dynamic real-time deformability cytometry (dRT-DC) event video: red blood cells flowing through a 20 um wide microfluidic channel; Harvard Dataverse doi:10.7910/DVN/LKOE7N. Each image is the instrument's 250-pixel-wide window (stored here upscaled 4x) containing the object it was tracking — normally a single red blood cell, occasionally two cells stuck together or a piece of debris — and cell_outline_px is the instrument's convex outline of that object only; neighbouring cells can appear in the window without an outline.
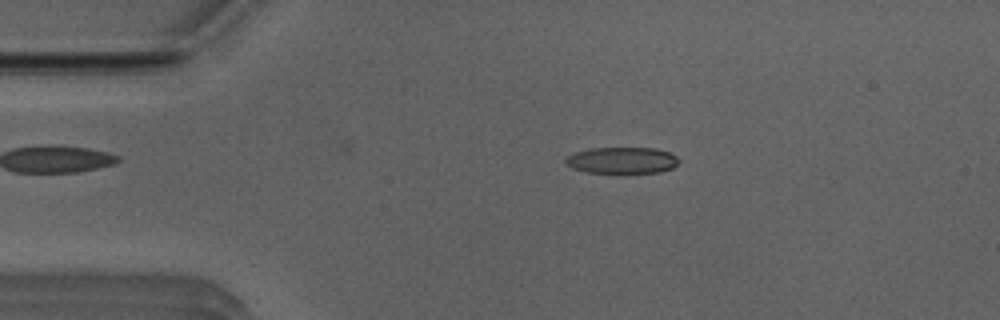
{"species": "Egyptian fruit bat (a non-hibernating species)", "species_latin": "Rousettus aegyptiacus", "temperature_condition": "room temperature", "stored_images_in_passage": 50, "camera_frame_rate_fps": 3000, "um_per_image_px": 0.085, "animal": {"sex": "male"}, "frame": {"image": 1, "passage_image": 9, "time_ms": 2.667, "image_size_px": [1000, 320], "cell_outline_px": [[680, 160], [672, 168], [660, 172], [588, 172], [572, 168], [564, 160], [568, 156], [576, 152], [592, 148], [656, 148], [668, 152], [676, 156]], "centroid_in_image_um": [52.89, 13.62], "position_along_channel_um": 32.1, "area_um2": 17.11}}
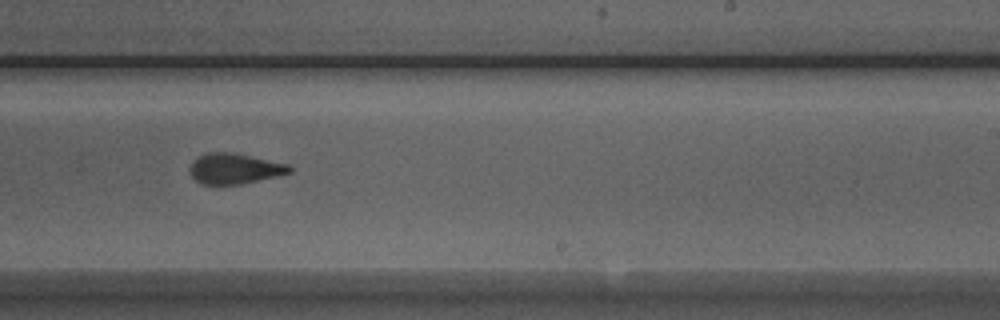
{"frame": {"image": 2, "passage_image": 30, "time_ms": 9.667, "image_size_px": [1000, 320], "cell_outline_px": [[292, 172], [240, 184], [204, 184], [196, 180], [188, 172], [188, 168], [192, 160], [208, 152], [232, 152], [288, 164], [292, 168]], "centroid_in_image_um": [19.89, 14.32], "position_along_channel_um": 269.1, "area_um2": 17.57}}
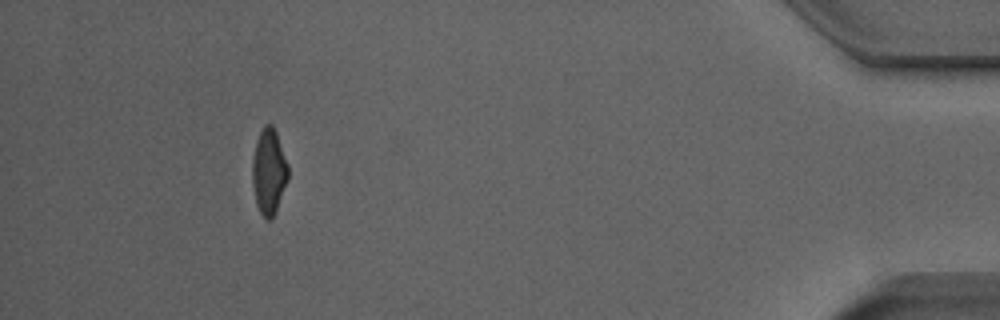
{"frame": {"image": 3, "passage_image": 46, "time_ms": 15.0, "image_size_px": [1000, 320], "cell_outline_px": [[288, 180], [272, 220], [264, 220], [256, 204], [252, 184], [252, 160], [256, 140], [264, 124], [272, 124], [276, 132], [288, 164]], "centroid_in_image_um": [22.84, 14.6], "position_along_channel_um": 412.4, "area_um2": 18.03}, "authors_computed_cell_mechanics": {"area_um2": 18.4382, "velocity_mm_per_s": 3.9743, "shape_relaxation_time_tau1_ms": 7.3119, "shape_relaxation_time_tau2_ms": 1.0815, "deformation_change_tau1": 0.1864, "deformation_change_tau2": 0.0777}}